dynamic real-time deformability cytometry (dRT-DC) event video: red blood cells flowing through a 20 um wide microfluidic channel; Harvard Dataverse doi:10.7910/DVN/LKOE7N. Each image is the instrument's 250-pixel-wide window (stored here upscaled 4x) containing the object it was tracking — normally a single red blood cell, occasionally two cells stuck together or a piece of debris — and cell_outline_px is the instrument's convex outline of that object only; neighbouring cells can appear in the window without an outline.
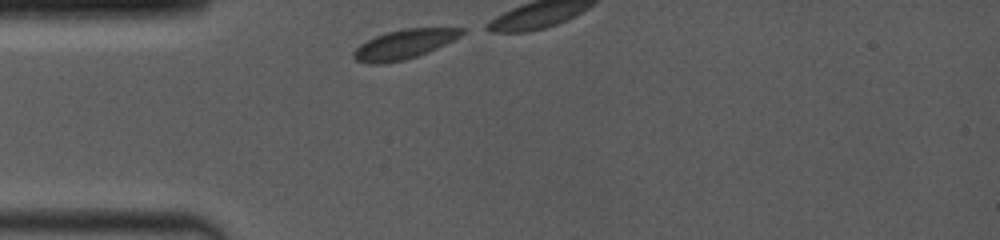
{"species": "common noctule bat (a hibernating species)", "species_latin": "Nyctalus noctula", "temperature_condition": "room temperature", "stored_images_in_passage": 7, "camera_frame_rate_fps": 4000, "um_per_image_px": 0.085, "animal": {"sex": "female", "body_mass_g": 19.0, "forearm_length_mm": 53.3}, "frame": {"image": 1, "passage_image": 1, "time_ms": 0.0, "image_size_px": [1000, 240], "cell_outline_px": [[464, 32], [460, 36], [428, 52], [404, 60], [380, 64], [368, 64], [356, 60], [352, 56], [352, 52], [360, 44], [376, 36], [388, 32], [404, 28], [464, 28]], "centroid_in_image_um": [34.3, 3.77], "position_along_channel_um": 50.7, "area_um2": 18.26}}